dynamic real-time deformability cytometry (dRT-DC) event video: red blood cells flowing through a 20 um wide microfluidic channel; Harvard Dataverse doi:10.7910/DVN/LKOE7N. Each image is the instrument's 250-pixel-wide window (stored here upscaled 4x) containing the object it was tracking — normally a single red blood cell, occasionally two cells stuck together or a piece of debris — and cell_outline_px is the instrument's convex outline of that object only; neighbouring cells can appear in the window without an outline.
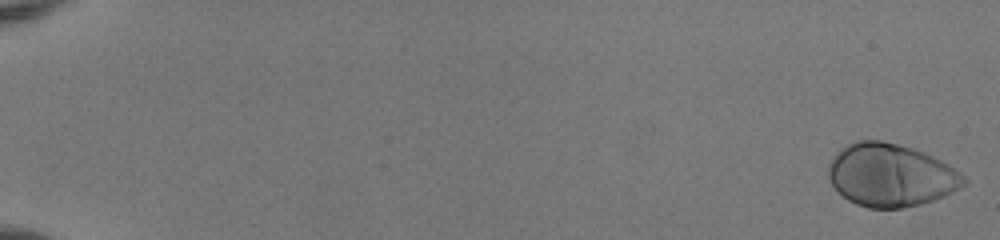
{"species": "human", "species_latin": "Homo sapiens", "temperature_condition": "room temperature", "stored_images_in_passage": 52, "camera_frame_rate_fps": 3000, "um_per_image_px": 0.085, "donor": {"sex": "female"}, "frame": {"image": 1, "passage_image": 1, "time_ms": 0.0, "image_size_px": [1000, 240], "cell_outline_px": [[968, 180], [960, 188], [944, 196], [920, 204], [900, 208], [868, 208], [856, 204], [848, 200], [828, 180], [828, 164], [836, 152], [840, 148], [856, 140], [880, 140], [912, 148], [924, 152], [948, 164], [964, 176]], "centroid_in_image_um": [75.69, 14.88], "position_along_channel_um": 9.3, "area_um2": 49.48}}
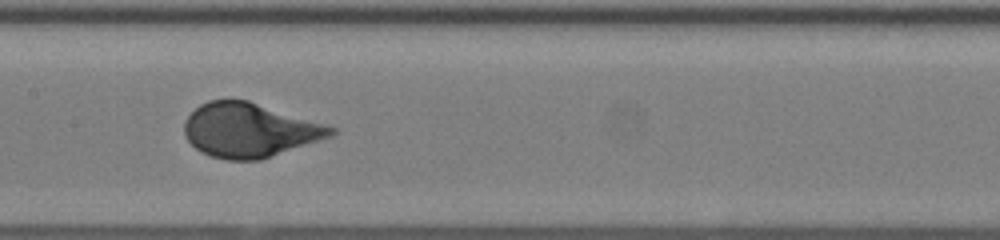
{"frame": {"image": 2, "passage_image": 30, "time_ms": 9.667, "image_size_px": [1000, 240], "cell_outline_px": [[336, 132], [332, 136], [260, 160], [228, 160], [212, 156], [200, 152], [184, 136], [184, 120], [200, 104], [208, 100], [248, 100], [328, 124], [336, 128]], "centroid_in_image_um": [21.22, 11.06], "position_along_channel_um": 186.2, "area_um2": 46.36}}
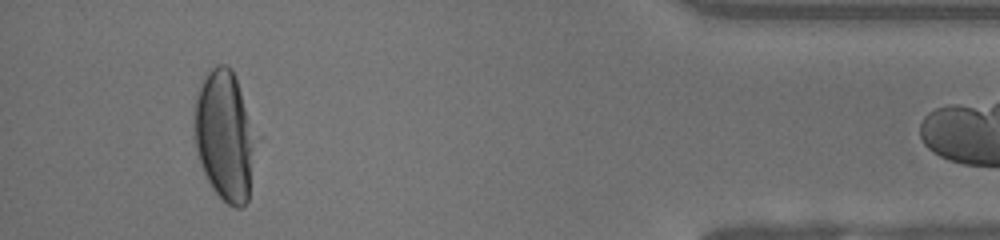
{"frame": {"image": 3, "passage_image": 51, "time_ms": 16.667, "image_size_px": [1000, 240], "cell_outline_px": [[256, 140], [248, 200], [240, 208], [236, 208], [228, 204], [212, 188], [204, 172], [196, 148], [196, 96], [208, 72], [216, 64], [228, 64], [232, 68], [236, 76]], "centroid_in_image_um": [19.12, 11.54], "position_along_channel_um": 416.1, "area_um2": 45.49}}